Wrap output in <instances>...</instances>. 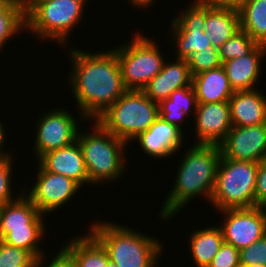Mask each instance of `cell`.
Segmentation results:
<instances>
[{"label":"cell","mask_w":266,"mask_h":267,"mask_svg":"<svg viewBox=\"0 0 266 267\" xmlns=\"http://www.w3.org/2000/svg\"><path fill=\"white\" fill-rule=\"evenodd\" d=\"M37 164L35 181L30 183L31 187L29 184L30 189L25 184L23 190L39 212L47 216L68 205L82 187L73 179L47 171L39 162Z\"/></svg>","instance_id":"cell-11"},{"label":"cell","mask_w":266,"mask_h":267,"mask_svg":"<svg viewBox=\"0 0 266 267\" xmlns=\"http://www.w3.org/2000/svg\"><path fill=\"white\" fill-rule=\"evenodd\" d=\"M131 4L130 6H134L135 9H143L146 10V8H151L152 5L155 4V1L157 0H126Z\"/></svg>","instance_id":"cell-39"},{"label":"cell","mask_w":266,"mask_h":267,"mask_svg":"<svg viewBox=\"0 0 266 267\" xmlns=\"http://www.w3.org/2000/svg\"><path fill=\"white\" fill-rule=\"evenodd\" d=\"M240 29L266 45V0H248L239 10Z\"/></svg>","instance_id":"cell-26"},{"label":"cell","mask_w":266,"mask_h":267,"mask_svg":"<svg viewBox=\"0 0 266 267\" xmlns=\"http://www.w3.org/2000/svg\"><path fill=\"white\" fill-rule=\"evenodd\" d=\"M158 117L157 102L148 98L142 90H127L97 121L111 134L131 144Z\"/></svg>","instance_id":"cell-6"},{"label":"cell","mask_w":266,"mask_h":267,"mask_svg":"<svg viewBox=\"0 0 266 267\" xmlns=\"http://www.w3.org/2000/svg\"><path fill=\"white\" fill-rule=\"evenodd\" d=\"M15 158L16 157H14V155H10L5 158H0V205L13 202L24 193V190L22 189L19 190L20 195L13 191V188L15 186V184L13 185V174H15L13 172L15 171H13L12 166L15 165ZM15 193L16 196L13 197Z\"/></svg>","instance_id":"cell-30"},{"label":"cell","mask_w":266,"mask_h":267,"mask_svg":"<svg viewBox=\"0 0 266 267\" xmlns=\"http://www.w3.org/2000/svg\"><path fill=\"white\" fill-rule=\"evenodd\" d=\"M71 67L69 90L78 111L87 121L97 120L128 89L124 85L120 64L111 48L87 51L74 46L64 47Z\"/></svg>","instance_id":"cell-1"},{"label":"cell","mask_w":266,"mask_h":267,"mask_svg":"<svg viewBox=\"0 0 266 267\" xmlns=\"http://www.w3.org/2000/svg\"><path fill=\"white\" fill-rule=\"evenodd\" d=\"M223 217L219 227L224 242L242 249L258 241L266 234V208L225 209L219 211ZM224 219V221H223Z\"/></svg>","instance_id":"cell-12"},{"label":"cell","mask_w":266,"mask_h":267,"mask_svg":"<svg viewBox=\"0 0 266 267\" xmlns=\"http://www.w3.org/2000/svg\"><path fill=\"white\" fill-rule=\"evenodd\" d=\"M258 163L221 155L210 204L217 211L255 207Z\"/></svg>","instance_id":"cell-7"},{"label":"cell","mask_w":266,"mask_h":267,"mask_svg":"<svg viewBox=\"0 0 266 267\" xmlns=\"http://www.w3.org/2000/svg\"><path fill=\"white\" fill-rule=\"evenodd\" d=\"M265 57L266 45L258 44L244 57L234 58L222 63L234 92L258 88L257 83L262 77L261 71H263L261 64Z\"/></svg>","instance_id":"cell-16"},{"label":"cell","mask_w":266,"mask_h":267,"mask_svg":"<svg viewBox=\"0 0 266 267\" xmlns=\"http://www.w3.org/2000/svg\"><path fill=\"white\" fill-rule=\"evenodd\" d=\"M106 267H119L117 264H115L114 262H112V261H108L107 262V265H106Z\"/></svg>","instance_id":"cell-42"},{"label":"cell","mask_w":266,"mask_h":267,"mask_svg":"<svg viewBox=\"0 0 266 267\" xmlns=\"http://www.w3.org/2000/svg\"><path fill=\"white\" fill-rule=\"evenodd\" d=\"M88 130H79L77 141L81 147L89 185L117 183L126 175L127 146H131L107 131L97 120L89 121ZM127 145V146H126ZM126 170V171H125ZM125 173V174H124Z\"/></svg>","instance_id":"cell-4"},{"label":"cell","mask_w":266,"mask_h":267,"mask_svg":"<svg viewBox=\"0 0 266 267\" xmlns=\"http://www.w3.org/2000/svg\"><path fill=\"white\" fill-rule=\"evenodd\" d=\"M214 6L239 10L248 0H207Z\"/></svg>","instance_id":"cell-38"},{"label":"cell","mask_w":266,"mask_h":267,"mask_svg":"<svg viewBox=\"0 0 266 267\" xmlns=\"http://www.w3.org/2000/svg\"><path fill=\"white\" fill-rule=\"evenodd\" d=\"M192 85L198 103L229 101L234 93L222 65L192 76Z\"/></svg>","instance_id":"cell-22"},{"label":"cell","mask_w":266,"mask_h":267,"mask_svg":"<svg viewBox=\"0 0 266 267\" xmlns=\"http://www.w3.org/2000/svg\"><path fill=\"white\" fill-rule=\"evenodd\" d=\"M93 221L89 232L106 249L109 260L119 267H157L165 244L149 233L135 231L126 224ZM96 222V223H95ZM149 234V235H147Z\"/></svg>","instance_id":"cell-3"},{"label":"cell","mask_w":266,"mask_h":267,"mask_svg":"<svg viewBox=\"0 0 266 267\" xmlns=\"http://www.w3.org/2000/svg\"><path fill=\"white\" fill-rule=\"evenodd\" d=\"M39 162L47 171L76 181L82 189L89 184L83 153L78 141L44 154Z\"/></svg>","instance_id":"cell-18"},{"label":"cell","mask_w":266,"mask_h":267,"mask_svg":"<svg viewBox=\"0 0 266 267\" xmlns=\"http://www.w3.org/2000/svg\"><path fill=\"white\" fill-rule=\"evenodd\" d=\"M176 166L175 182L158 211L163 222L175 218L179 212L201 197L211 201L215 187L217 167L221 158L219 145L189 144ZM174 184V185H173Z\"/></svg>","instance_id":"cell-2"},{"label":"cell","mask_w":266,"mask_h":267,"mask_svg":"<svg viewBox=\"0 0 266 267\" xmlns=\"http://www.w3.org/2000/svg\"><path fill=\"white\" fill-rule=\"evenodd\" d=\"M48 226H27V228L11 229L2 239L4 243L29 251L36 259L42 256V238L47 234Z\"/></svg>","instance_id":"cell-28"},{"label":"cell","mask_w":266,"mask_h":267,"mask_svg":"<svg viewBox=\"0 0 266 267\" xmlns=\"http://www.w3.org/2000/svg\"><path fill=\"white\" fill-rule=\"evenodd\" d=\"M228 103L232 126L266 124V94L260 88L235 91Z\"/></svg>","instance_id":"cell-19"},{"label":"cell","mask_w":266,"mask_h":267,"mask_svg":"<svg viewBox=\"0 0 266 267\" xmlns=\"http://www.w3.org/2000/svg\"><path fill=\"white\" fill-rule=\"evenodd\" d=\"M57 248L60 249L56 253H53L55 254L52 255L53 257L50 256L52 259L46 257L48 255L46 252L36 260L35 267H76L72 256L63 247Z\"/></svg>","instance_id":"cell-35"},{"label":"cell","mask_w":266,"mask_h":267,"mask_svg":"<svg viewBox=\"0 0 266 267\" xmlns=\"http://www.w3.org/2000/svg\"><path fill=\"white\" fill-rule=\"evenodd\" d=\"M53 0H23L25 15L27 16L39 3Z\"/></svg>","instance_id":"cell-40"},{"label":"cell","mask_w":266,"mask_h":267,"mask_svg":"<svg viewBox=\"0 0 266 267\" xmlns=\"http://www.w3.org/2000/svg\"><path fill=\"white\" fill-rule=\"evenodd\" d=\"M207 267H241L239 249L224 242Z\"/></svg>","instance_id":"cell-34"},{"label":"cell","mask_w":266,"mask_h":267,"mask_svg":"<svg viewBox=\"0 0 266 267\" xmlns=\"http://www.w3.org/2000/svg\"><path fill=\"white\" fill-rule=\"evenodd\" d=\"M240 266L266 265V234L248 247L239 250Z\"/></svg>","instance_id":"cell-33"},{"label":"cell","mask_w":266,"mask_h":267,"mask_svg":"<svg viewBox=\"0 0 266 267\" xmlns=\"http://www.w3.org/2000/svg\"><path fill=\"white\" fill-rule=\"evenodd\" d=\"M66 239L61 246L72 256L76 267H106L109 257L103 245L89 232Z\"/></svg>","instance_id":"cell-24"},{"label":"cell","mask_w":266,"mask_h":267,"mask_svg":"<svg viewBox=\"0 0 266 267\" xmlns=\"http://www.w3.org/2000/svg\"><path fill=\"white\" fill-rule=\"evenodd\" d=\"M55 109L46 110L43 115L35 119V138L32 152L38 161L44 154L66 147L77 140L78 132L81 129L80 123H88L82 113H78L77 119L74 113L67 111L66 107H53ZM81 116V117H80ZM80 120V122H78Z\"/></svg>","instance_id":"cell-9"},{"label":"cell","mask_w":266,"mask_h":267,"mask_svg":"<svg viewBox=\"0 0 266 267\" xmlns=\"http://www.w3.org/2000/svg\"><path fill=\"white\" fill-rule=\"evenodd\" d=\"M46 215L23 193L17 200L0 205V240L11 229L27 228V226H47Z\"/></svg>","instance_id":"cell-20"},{"label":"cell","mask_w":266,"mask_h":267,"mask_svg":"<svg viewBox=\"0 0 266 267\" xmlns=\"http://www.w3.org/2000/svg\"><path fill=\"white\" fill-rule=\"evenodd\" d=\"M197 105L198 102L193 85L176 89L168 99H164L158 103L159 117L177 126L184 134H187L185 132L186 128L182 127V125L184 126L183 123H188V116H192L193 114V117H195Z\"/></svg>","instance_id":"cell-23"},{"label":"cell","mask_w":266,"mask_h":267,"mask_svg":"<svg viewBox=\"0 0 266 267\" xmlns=\"http://www.w3.org/2000/svg\"><path fill=\"white\" fill-rule=\"evenodd\" d=\"M10 0H0V10L9 2Z\"/></svg>","instance_id":"cell-41"},{"label":"cell","mask_w":266,"mask_h":267,"mask_svg":"<svg viewBox=\"0 0 266 267\" xmlns=\"http://www.w3.org/2000/svg\"><path fill=\"white\" fill-rule=\"evenodd\" d=\"M139 31L117 47L115 51L128 90H142L161 70L166 59L157 40ZM164 55V56H163Z\"/></svg>","instance_id":"cell-8"},{"label":"cell","mask_w":266,"mask_h":267,"mask_svg":"<svg viewBox=\"0 0 266 267\" xmlns=\"http://www.w3.org/2000/svg\"><path fill=\"white\" fill-rule=\"evenodd\" d=\"M241 267H266V265L257 263V264H254V265H250V266H241Z\"/></svg>","instance_id":"cell-43"},{"label":"cell","mask_w":266,"mask_h":267,"mask_svg":"<svg viewBox=\"0 0 266 267\" xmlns=\"http://www.w3.org/2000/svg\"><path fill=\"white\" fill-rule=\"evenodd\" d=\"M219 224L200 228L189 235V253L195 267H207L224 243Z\"/></svg>","instance_id":"cell-25"},{"label":"cell","mask_w":266,"mask_h":267,"mask_svg":"<svg viewBox=\"0 0 266 267\" xmlns=\"http://www.w3.org/2000/svg\"><path fill=\"white\" fill-rule=\"evenodd\" d=\"M175 125L158 117L155 122L144 132L140 133L132 142H137L144 154L151 159L173 158L185 144L187 135ZM177 153V154H176Z\"/></svg>","instance_id":"cell-15"},{"label":"cell","mask_w":266,"mask_h":267,"mask_svg":"<svg viewBox=\"0 0 266 267\" xmlns=\"http://www.w3.org/2000/svg\"><path fill=\"white\" fill-rule=\"evenodd\" d=\"M170 60H165L162 70L142 89L154 102L168 99L176 89L192 85L188 61L177 58Z\"/></svg>","instance_id":"cell-17"},{"label":"cell","mask_w":266,"mask_h":267,"mask_svg":"<svg viewBox=\"0 0 266 267\" xmlns=\"http://www.w3.org/2000/svg\"><path fill=\"white\" fill-rule=\"evenodd\" d=\"M26 32L23 0H10L0 10V52L16 35ZM11 39V40H10Z\"/></svg>","instance_id":"cell-27"},{"label":"cell","mask_w":266,"mask_h":267,"mask_svg":"<svg viewBox=\"0 0 266 267\" xmlns=\"http://www.w3.org/2000/svg\"><path fill=\"white\" fill-rule=\"evenodd\" d=\"M239 30L240 16L237 9L214 6L206 0L204 31L215 48L222 46Z\"/></svg>","instance_id":"cell-21"},{"label":"cell","mask_w":266,"mask_h":267,"mask_svg":"<svg viewBox=\"0 0 266 267\" xmlns=\"http://www.w3.org/2000/svg\"><path fill=\"white\" fill-rule=\"evenodd\" d=\"M36 260L29 251L0 240V267H35Z\"/></svg>","instance_id":"cell-31"},{"label":"cell","mask_w":266,"mask_h":267,"mask_svg":"<svg viewBox=\"0 0 266 267\" xmlns=\"http://www.w3.org/2000/svg\"><path fill=\"white\" fill-rule=\"evenodd\" d=\"M258 43L243 30L237 31L228 41L218 48L220 61L244 57L249 54Z\"/></svg>","instance_id":"cell-29"},{"label":"cell","mask_w":266,"mask_h":267,"mask_svg":"<svg viewBox=\"0 0 266 267\" xmlns=\"http://www.w3.org/2000/svg\"><path fill=\"white\" fill-rule=\"evenodd\" d=\"M219 146L224 158L259 163L266 158V124L233 126Z\"/></svg>","instance_id":"cell-13"},{"label":"cell","mask_w":266,"mask_h":267,"mask_svg":"<svg viewBox=\"0 0 266 267\" xmlns=\"http://www.w3.org/2000/svg\"><path fill=\"white\" fill-rule=\"evenodd\" d=\"M194 118L193 144L219 145L233 127L228 101L198 103Z\"/></svg>","instance_id":"cell-14"},{"label":"cell","mask_w":266,"mask_h":267,"mask_svg":"<svg viewBox=\"0 0 266 267\" xmlns=\"http://www.w3.org/2000/svg\"><path fill=\"white\" fill-rule=\"evenodd\" d=\"M86 3L89 1L53 0L39 3L26 16V31L37 40L42 39L41 42L55 41L60 48L70 46L69 35L83 23Z\"/></svg>","instance_id":"cell-5"},{"label":"cell","mask_w":266,"mask_h":267,"mask_svg":"<svg viewBox=\"0 0 266 267\" xmlns=\"http://www.w3.org/2000/svg\"><path fill=\"white\" fill-rule=\"evenodd\" d=\"M266 207V158L258 163L255 188V207Z\"/></svg>","instance_id":"cell-36"},{"label":"cell","mask_w":266,"mask_h":267,"mask_svg":"<svg viewBox=\"0 0 266 267\" xmlns=\"http://www.w3.org/2000/svg\"><path fill=\"white\" fill-rule=\"evenodd\" d=\"M187 61L191 76L222 65L219 57V50L213 45L208 46L203 51L193 53Z\"/></svg>","instance_id":"cell-32"},{"label":"cell","mask_w":266,"mask_h":267,"mask_svg":"<svg viewBox=\"0 0 266 267\" xmlns=\"http://www.w3.org/2000/svg\"><path fill=\"white\" fill-rule=\"evenodd\" d=\"M171 18L169 35L173 39L175 58L188 59L193 53L203 51L212 45L204 31L206 21V0H192L187 7Z\"/></svg>","instance_id":"cell-10"},{"label":"cell","mask_w":266,"mask_h":267,"mask_svg":"<svg viewBox=\"0 0 266 267\" xmlns=\"http://www.w3.org/2000/svg\"><path fill=\"white\" fill-rule=\"evenodd\" d=\"M2 122L3 121L0 119V158H5V157H8L10 155H14V153H13L14 150L11 151V149H10L8 152V150L4 149L5 145L7 144L6 141H8V140H6L7 139L6 135H8L9 133L8 132L6 133V130H5L7 124L4 126L5 122L4 123H2Z\"/></svg>","instance_id":"cell-37"}]
</instances>
